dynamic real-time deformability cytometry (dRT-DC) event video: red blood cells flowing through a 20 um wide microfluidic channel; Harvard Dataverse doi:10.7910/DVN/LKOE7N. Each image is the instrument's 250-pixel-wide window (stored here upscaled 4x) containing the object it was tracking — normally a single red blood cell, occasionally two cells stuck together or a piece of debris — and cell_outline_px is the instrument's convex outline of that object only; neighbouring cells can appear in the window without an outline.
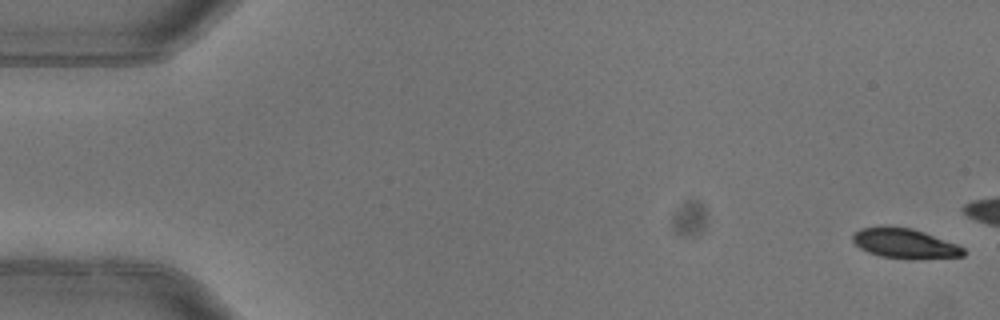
{"species": "common noctule bat (a hibernating species)", "species_latin": "Nyctalus noctula", "temperature_condition": "warm", "stored_images_in_passage": 5, "camera_frame_rate_fps": 3000, "um_per_image_px": 0.085, "animal": {"sex": "female"}, "frame": {"image": 1, "passage_image": 1, "time_ms": 0.0, "image_size_px": [1000, 320], "cell_outline_px": [[964, 256], [880, 256], [868, 252], [860, 248], [852, 240], [852, 236], [860, 228], [912, 228], [924, 232], [956, 244], [964, 248]], "centroid_in_image_um": [76.86, 20.66], "position_along_channel_um": 8.1, "area_um2": 17.69}}